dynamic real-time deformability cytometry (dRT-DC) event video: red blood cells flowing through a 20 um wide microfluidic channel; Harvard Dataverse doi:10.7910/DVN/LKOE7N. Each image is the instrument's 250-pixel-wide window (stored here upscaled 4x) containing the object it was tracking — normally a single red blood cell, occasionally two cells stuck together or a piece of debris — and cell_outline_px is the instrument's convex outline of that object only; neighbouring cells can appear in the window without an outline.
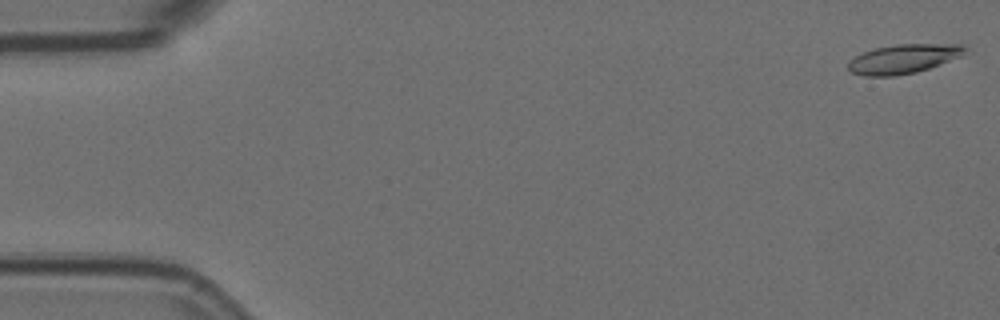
{"species": "Egyptian fruit bat (a non-hibernating species)", "species_latin": "Rousettus aegyptiacus", "temperature_condition": "room temperature", "stored_images_in_passage": 8, "camera_frame_rate_fps": 3000, "um_per_image_px": 0.085, "animal": {"sex": "female"}, "frame": {"image": 1, "passage_image": 1, "time_ms": 0.0, "image_size_px": [1000, 320], "cell_outline_px": [[968, 48], [960, 56], [928, 68], [916, 72], [896, 76], [864, 76], [852, 72], [848, 68], [848, 60], [864, 52], [876, 48], [896, 44], [964, 44]], "centroid_in_image_um": [76.78, 5.0], "position_along_channel_um": 8.2, "area_um2": 19.71}}
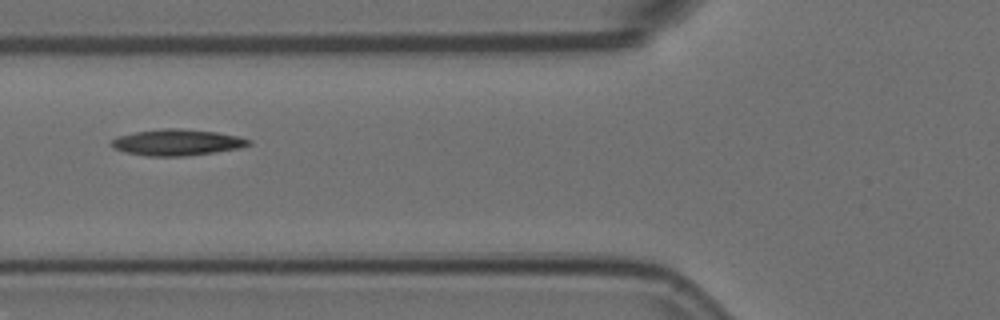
{"frame": {"image": 2, "passage_image": 7, "time_ms": 2.0, "image_size_px": [1000, 320], "cell_outline_px": [[252, 144], [240, 148], [216, 152], [184, 156], [148, 156], [124, 152], [112, 148], [108, 144], [112, 140], [120, 136], [136, 132], [164, 128], [180, 128], [216, 132], [236, 136], [252, 140]], "centroid_in_image_um": [15.05, 12.11], "position_along_channel_um": 110.8, "area_um2": 20.98}}
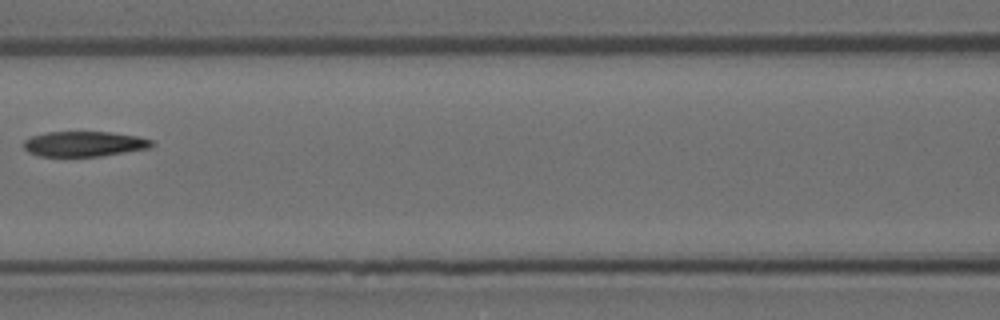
{"frame": {"image": 3, "passage_image": 8, "time_ms": 2.333, "image_size_px": [1000, 320], "cell_outline_px": [[156, 144], [148, 148], [100, 156], [40, 156], [28, 152], [24, 148], [24, 140], [32, 136], [48, 132], [112, 132], [140, 136], [152, 140]], "centroid_in_image_um": [7.18, 12.22], "position_along_channel_um": 159.4, "area_um2": 18.79}}